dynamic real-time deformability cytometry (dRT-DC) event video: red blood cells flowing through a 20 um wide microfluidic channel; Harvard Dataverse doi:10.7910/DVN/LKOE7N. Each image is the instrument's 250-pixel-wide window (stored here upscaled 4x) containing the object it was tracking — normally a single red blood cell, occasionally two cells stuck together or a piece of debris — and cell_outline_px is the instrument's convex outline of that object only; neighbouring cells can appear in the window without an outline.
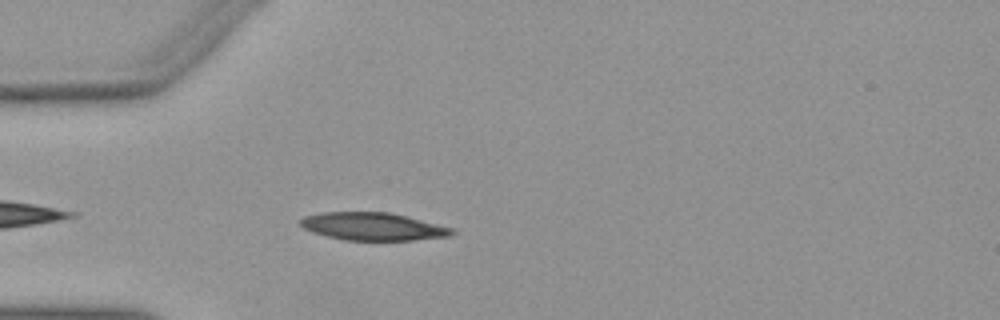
{"species": "Egyptian fruit bat (a non-hibernating species)", "species_latin": "Rousettus aegyptiacus", "temperature_condition": "warm", "stored_images_in_passage": 23, "camera_frame_rate_fps": 3000, "um_per_image_px": 0.085, "animal": {"sex": "female"}, "frame": {"image": 1, "passage_image": 4, "time_ms": 1.0, "image_size_px": [1000, 320], "cell_outline_px": [[456, 232], [448, 236], [412, 240], [344, 240], [312, 232], [304, 228], [300, 224], [300, 220], [304, 216], [320, 212], [388, 212], [408, 216], [452, 228]], "centroid_in_image_um": [31.68, 19.24], "position_along_channel_um": 53.3, "area_um2": 24.39}}
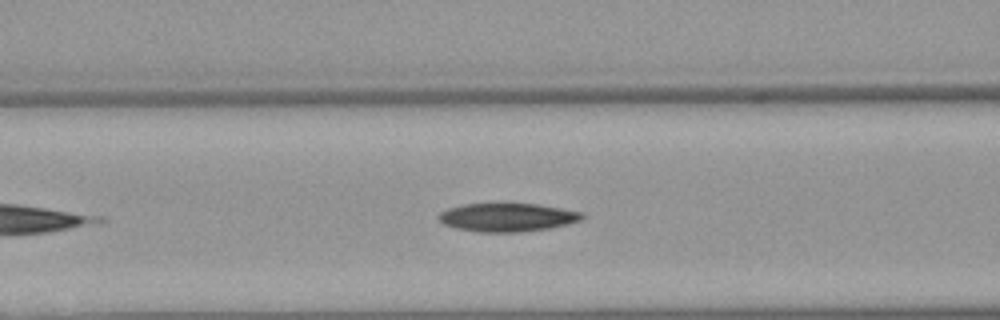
{"frame": {"image": 2, "passage_image": 10, "time_ms": 3.0, "image_size_px": [1000, 320], "cell_outline_px": [[588, 216], [584, 220], [568, 224], [548, 228], [520, 232], [480, 232], [456, 228], [444, 224], [436, 216], [440, 212], [448, 208], [464, 204], [492, 200], [512, 200], [584, 212]], "centroid_in_image_um": [43.14, 18.41], "position_along_channel_um": 123.5, "area_um2": 25.14}}
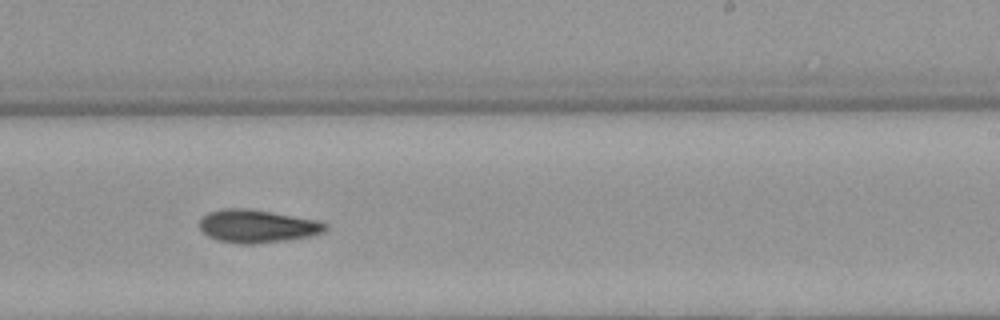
{"frame": {"image": 3, "passage_image": 21, "time_ms": 6.667, "image_size_px": [1000, 320], "cell_outline_px": [[328, 228], [324, 232], [292, 240], [256, 244], [240, 244], [216, 240], [208, 236], [200, 228], [200, 220], [208, 212], [224, 208], [248, 208], [272, 212], [316, 220], [328, 224]], "centroid_in_image_um": [21.87, 19.23], "position_along_channel_um": 267.1, "area_um2": 24.33}}